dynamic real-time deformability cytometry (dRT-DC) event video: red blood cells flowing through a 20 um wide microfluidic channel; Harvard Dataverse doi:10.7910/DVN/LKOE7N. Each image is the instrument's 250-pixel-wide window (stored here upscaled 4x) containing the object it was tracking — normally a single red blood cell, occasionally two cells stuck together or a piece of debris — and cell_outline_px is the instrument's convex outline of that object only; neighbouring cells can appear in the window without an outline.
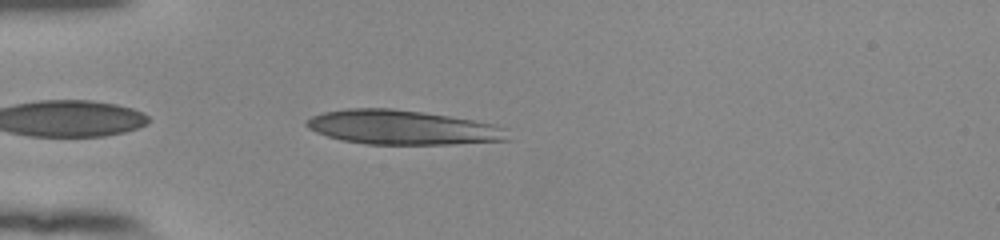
{"species": "human", "species_latin": "Homo sapiens", "temperature_condition": "room temperature", "stored_images_in_passage": 31, "camera_frame_rate_fps": 3000, "um_per_image_px": 0.085, "donor": {"sex": "female"}, "frame": {"image": 1, "passage_image": 2, "time_ms": 0.333, "image_size_px": [1000, 240], "cell_outline_px": [[512, 140], [452, 144], [368, 144], [340, 140], [316, 132], [308, 128], [304, 124], [304, 120], [312, 116], [324, 112], [348, 108], [392, 108], [448, 116], [496, 124], [508, 128]], "centroid_in_image_um": [34.24, 10.83], "position_along_channel_um": 50.8, "area_um2": 40.58}}
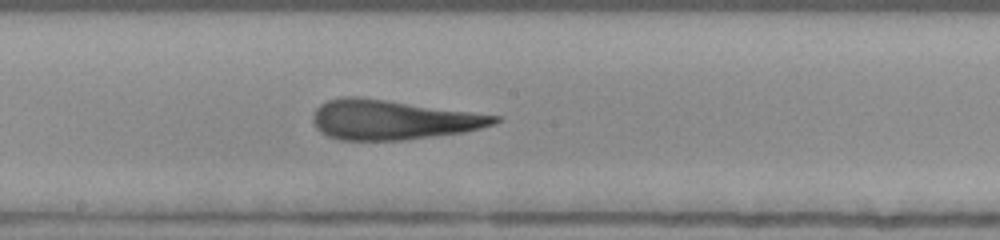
{"frame": {"image": 2, "passage_image": 16, "time_ms": 5.0, "image_size_px": [1000, 240], "cell_outline_px": [[500, 120], [492, 124], [480, 128], [464, 132], [404, 140], [340, 140], [328, 136], [320, 132], [316, 128], [312, 120], [312, 116], [316, 108], [320, 104], [328, 100], [340, 96], [356, 96], [472, 112], [500, 116]], "centroid_in_image_um": [33.31, 10.18], "position_along_channel_um": 214.9, "area_um2": 41.73}}
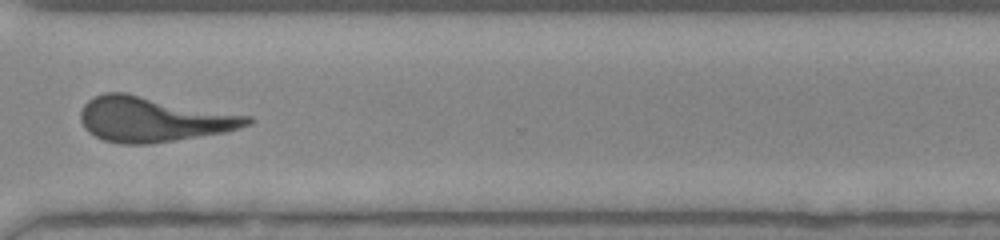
{"frame": {"image": 3, "passage_image": 27, "time_ms": 8.667, "image_size_px": [1000, 240], "cell_outline_px": [[252, 124], [240, 128], [224, 132], [148, 144], [120, 144], [104, 140], [88, 132], [84, 128], [80, 120], [80, 112], [84, 104], [88, 100], [104, 92], [124, 92], [252, 116]], "centroid_in_image_um": [13.01, 10.13], "position_along_channel_um": 357.6, "area_um2": 43.7}, "authors_computed_cell_mechanics": {"area_um2": 41.5004, "velocity_mm_per_s": 3.8852, "shape_relaxation_time_tau1_ms": 4.4785, "shape_relaxation_time_tau2_ms": 1.3692, "deformation_change_tau1": 0.1973, "deformation_change_tau2": 0.1243}}